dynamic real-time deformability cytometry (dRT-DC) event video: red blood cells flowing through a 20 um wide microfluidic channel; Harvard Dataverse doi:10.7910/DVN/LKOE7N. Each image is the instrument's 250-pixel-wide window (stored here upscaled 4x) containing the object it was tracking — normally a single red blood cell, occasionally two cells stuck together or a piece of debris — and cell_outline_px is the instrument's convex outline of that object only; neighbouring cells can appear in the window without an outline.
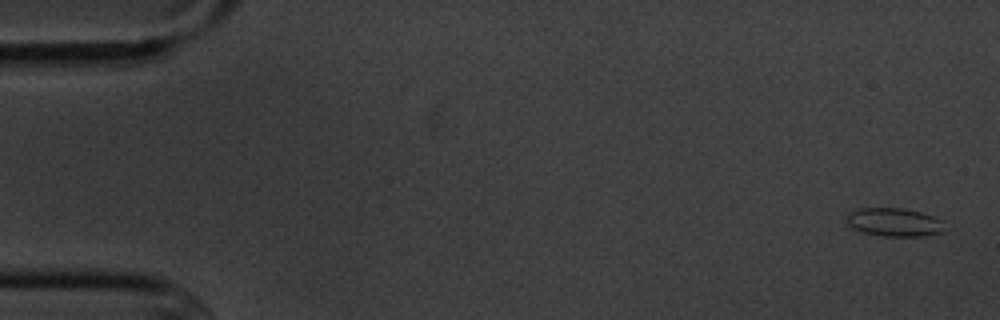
{"species": "common noctule bat (a hibernating species)", "species_latin": "Nyctalus noctula", "temperature_condition": "cold", "stored_images_in_passage": 5, "camera_frame_rate_fps": 3000, "um_per_image_px": 0.085, "animal": {"sex": "male", "body_mass_g": 20.1, "forearm_length_mm": 53.5}, "frame": {"image": 1, "passage_image": 1, "time_ms": 0.0, "image_size_px": [1000, 320], "cell_outline_px": [[940, 232], [924, 236], [884, 236], [864, 232], [852, 228], [848, 224], [848, 212], [856, 208], [900, 208], [920, 212], [932, 216], [940, 220]], "centroid_in_image_um": [75.92, 18.88], "position_along_channel_um": 9.1, "area_um2": 15.78}}
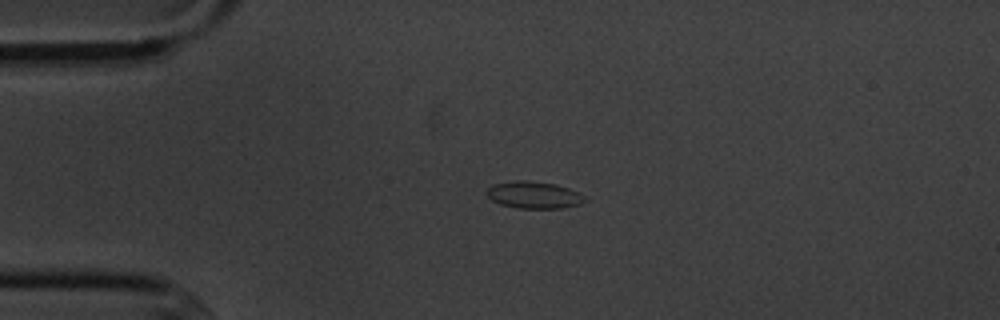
{"frame": {"image": 2, "passage_image": 4, "time_ms": 3.667, "image_size_px": [1000, 320], "cell_outline_px": [[588, 200], [580, 204], [560, 208], [516, 208], [500, 204], [492, 200], [484, 192], [492, 184], [512, 180], [528, 180], [556, 184], [568, 188], [588, 196]], "centroid_in_image_um": [45.38, 16.56], "position_along_channel_um": 39.6, "area_um2": 15.72}}